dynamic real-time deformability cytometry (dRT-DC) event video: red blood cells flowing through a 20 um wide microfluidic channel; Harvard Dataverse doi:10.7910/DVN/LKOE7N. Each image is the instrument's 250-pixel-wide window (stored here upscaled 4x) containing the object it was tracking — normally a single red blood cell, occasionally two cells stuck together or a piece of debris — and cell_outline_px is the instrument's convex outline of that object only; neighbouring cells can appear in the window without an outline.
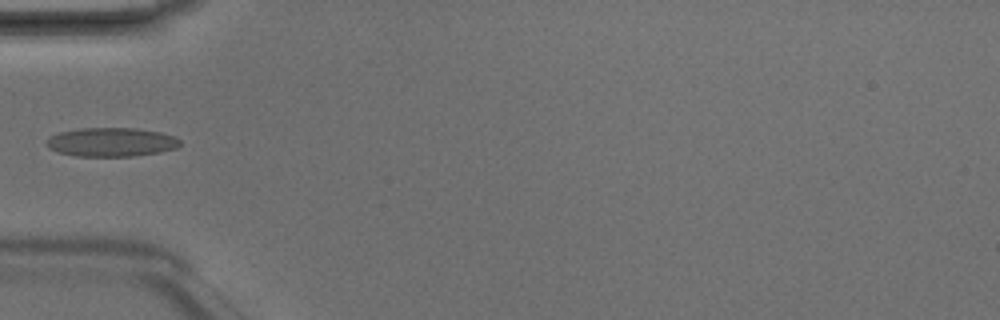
{"species": "Egyptian fruit bat (a non-hibernating species)", "species_latin": "Rousettus aegyptiacus", "temperature_condition": "room temperature", "stored_images_in_passage": 5, "camera_frame_rate_fps": 3000, "um_per_image_px": 0.085, "animal": {"sex": "male"}, "frame": {"image": 1, "passage_image": 5, "time_ms": 1.333, "image_size_px": [1000, 320], "cell_outline_px": [[180, 144], [176, 148], [160, 152], [132, 156], [76, 156], [60, 152], [48, 148], [44, 144], [44, 140], [48, 136], [60, 132], [80, 128], [136, 128], [160, 132], [176, 136], [180, 140]], "centroid_in_image_um": [9.43, 12.07], "position_along_channel_um": 75.6, "area_um2": 22.66}}